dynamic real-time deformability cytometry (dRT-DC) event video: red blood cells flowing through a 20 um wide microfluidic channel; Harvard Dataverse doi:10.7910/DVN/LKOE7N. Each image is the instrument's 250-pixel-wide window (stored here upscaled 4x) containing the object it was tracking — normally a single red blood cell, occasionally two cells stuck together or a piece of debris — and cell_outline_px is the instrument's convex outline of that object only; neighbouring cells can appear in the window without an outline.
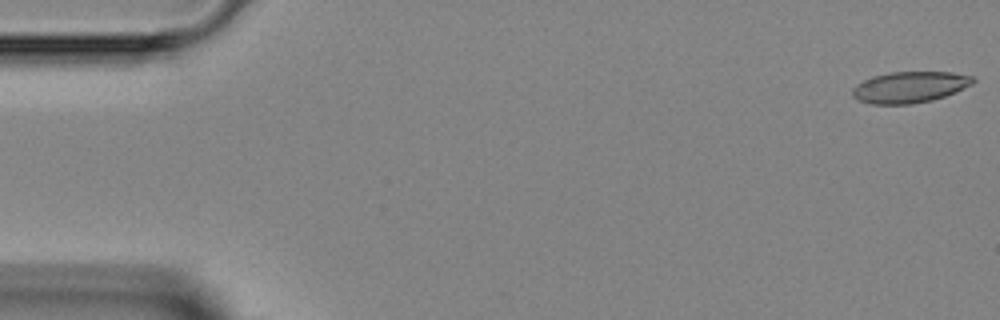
{"species": "Egyptian fruit bat (a non-hibernating species)", "species_latin": "Rousettus aegyptiacus", "temperature_condition": "room temperature", "stored_images_in_passage": 10, "camera_frame_rate_fps": 3000, "um_per_image_px": 0.085, "animal": {"sex": "female"}, "frame": {"image": 1, "passage_image": 1, "time_ms": 0.0, "image_size_px": [1000, 320], "cell_outline_px": [[976, 80], [972, 84], [944, 96], [932, 100], [912, 104], [868, 104], [852, 96], [852, 88], [856, 84], [872, 76], [888, 72], [952, 72], [972, 76]], "centroid_in_image_um": [77.29, 7.4], "position_along_channel_um": 7.7, "area_um2": 21.91}}